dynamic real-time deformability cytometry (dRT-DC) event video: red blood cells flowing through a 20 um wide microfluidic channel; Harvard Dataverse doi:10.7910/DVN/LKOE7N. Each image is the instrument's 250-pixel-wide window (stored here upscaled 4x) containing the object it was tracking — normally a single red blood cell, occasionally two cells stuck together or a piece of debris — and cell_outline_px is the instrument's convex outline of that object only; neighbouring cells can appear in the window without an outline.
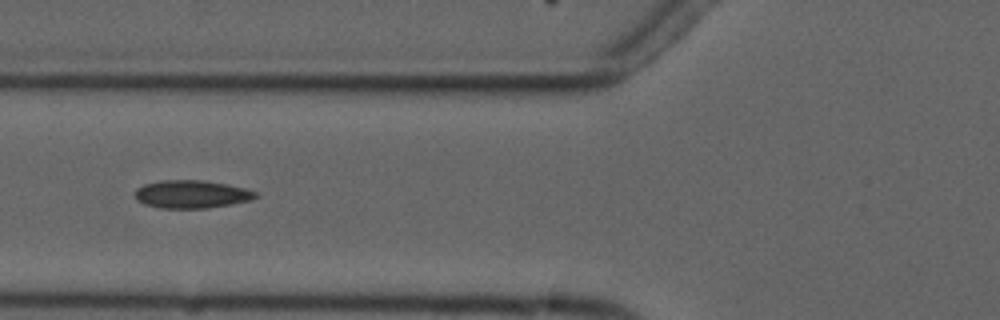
{"species": "common noctule bat (a hibernating species)", "species_latin": "Nyctalus noctula", "temperature_condition": "cold", "stored_images_in_passage": 5, "camera_frame_rate_fps": 3000, "um_per_image_px": 0.085, "animal": {"sex": "male", "forearm_length_mm": 52.5}, "frame": {"image": 1, "passage_image": 3, "time_ms": 2.333, "image_size_px": [1000, 320], "cell_outline_px": [[260, 196], [252, 200], [208, 208], [160, 208], [144, 204], [136, 200], [136, 188], [144, 184], [160, 180], [204, 180], [228, 184], [260, 192]], "centroid_in_image_um": [16.32, 16.5], "position_along_channel_um": 109.5, "area_um2": 19.88}}
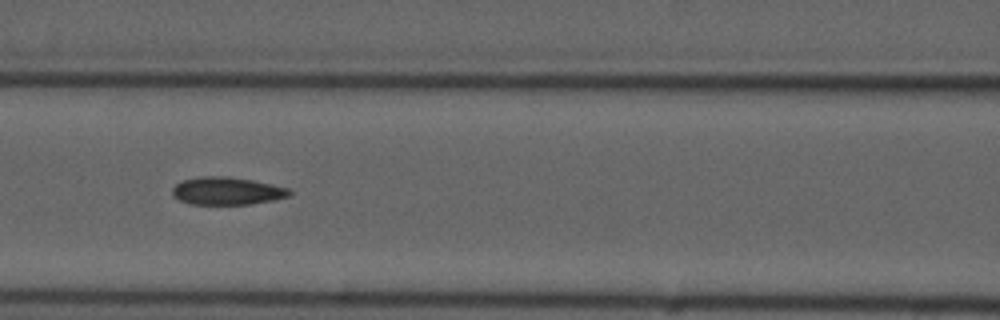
{"frame": {"image": 2, "passage_image": 4, "time_ms": 3.333, "image_size_px": [1000, 320], "cell_outline_px": [[292, 192], [288, 196], [272, 200], [248, 204], [192, 204], [180, 200], [172, 196], [172, 188], [176, 184], [184, 180], [200, 176], [228, 176], [252, 180], [272, 184], [288, 188]], "centroid_in_image_um": [19.27, 16.22], "position_along_channel_um": 147.3, "area_um2": 18.79}}
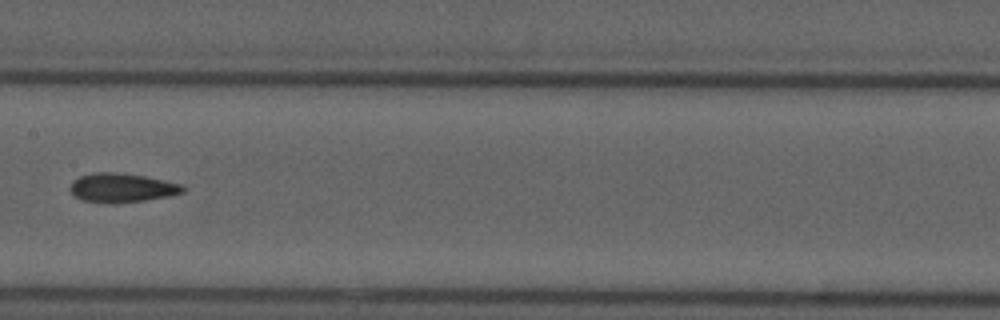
{"frame": {"image": 3, "passage_image": 5, "time_ms": 4.667, "image_size_px": [1000, 320], "cell_outline_px": [[188, 188], [184, 192], [168, 196], [144, 200], [112, 204], [84, 200], [76, 196], [68, 188], [72, 180], [80, 176], [96, 172], [120, 172], [144, 176], [184, 184]], "centroid_in_image_um": [10.39, 15.95], "position_along_channel_um": 197.0, "area_um2": 19.25}}